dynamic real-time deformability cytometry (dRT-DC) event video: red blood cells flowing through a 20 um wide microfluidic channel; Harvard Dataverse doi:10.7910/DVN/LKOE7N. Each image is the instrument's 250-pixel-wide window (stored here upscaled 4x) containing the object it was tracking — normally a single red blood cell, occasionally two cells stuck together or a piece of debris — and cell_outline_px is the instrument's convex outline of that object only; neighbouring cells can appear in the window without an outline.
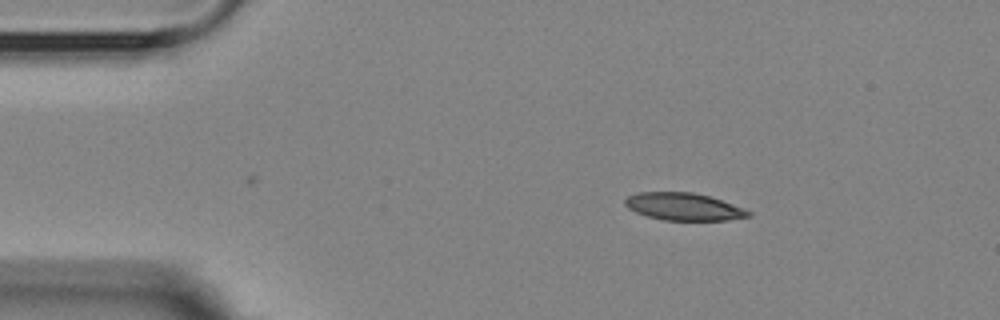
{"species": "Egyptian fruit bat (a non-hibernating species)", "species_latin": "Rousettus aegyptiacus", "temperature_condition": "room temperature", "stored_images_in_passage": 2, "camera_frame_rate_fps": 3000, "um_per_image_px": 0.085, "animal": {"sex": "female"}, "frame": {"image": 1, "passage_image": 2, "time_ms": 2.0, "image_size_px": [1000, 320], "cell_outline_px": [[752, 216], [728, 220], [664, 220], [648, 216], [636, 212], [628, 208], [624, 204], [624, 200], [628, 196], [640, 192], [692, 192], [708, 196], [732, 204], [752, 212]], "centroid_in_image_um": [58.1, 17.57], "position_along_channel_um": 26.9, "area_um2": 19.54}}